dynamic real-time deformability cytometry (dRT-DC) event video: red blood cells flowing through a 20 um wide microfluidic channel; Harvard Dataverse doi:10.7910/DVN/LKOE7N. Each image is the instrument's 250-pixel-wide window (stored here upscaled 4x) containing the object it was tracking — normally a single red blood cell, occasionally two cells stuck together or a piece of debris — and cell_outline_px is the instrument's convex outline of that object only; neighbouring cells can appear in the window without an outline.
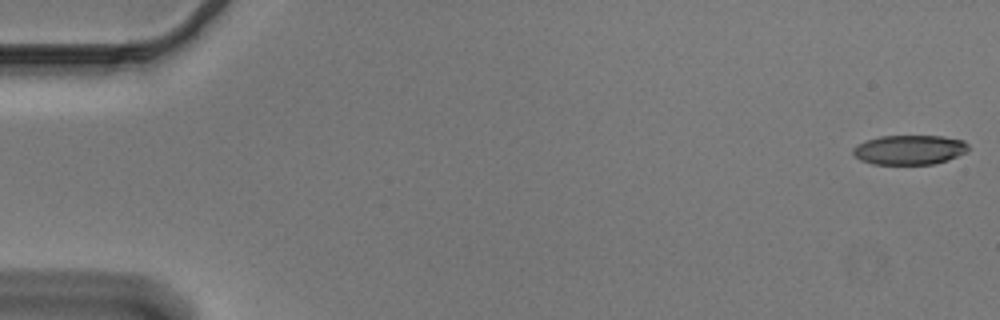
{"species": "Egyptian fruit bat (a non-hibernating species)", "species_latin": "Rousettus aegyptiacus", "temperature_condition": "cold", "stored_images_in_passage": 54, "camera_frame_rate_fps": 3000, "um_per_image_px": 0.085, "animal": {"sex": "male"}, "frame": {"image": 1, "passage_image": 1, "time_ms": 0.0, "image_size_px": [1000, 320], "cell_outline_px": [[968, 152], [948, 160], [932, 164], [872, 164], [860, 160], [852, 152], [852, 148], [856, 144], [880, 136], [944, 136], [964, 140], [968, 144]], "centroid_in_image_um": [77.32, 12.73], "position_along_channel_um": 7.7, "area_um2": 20.0}}
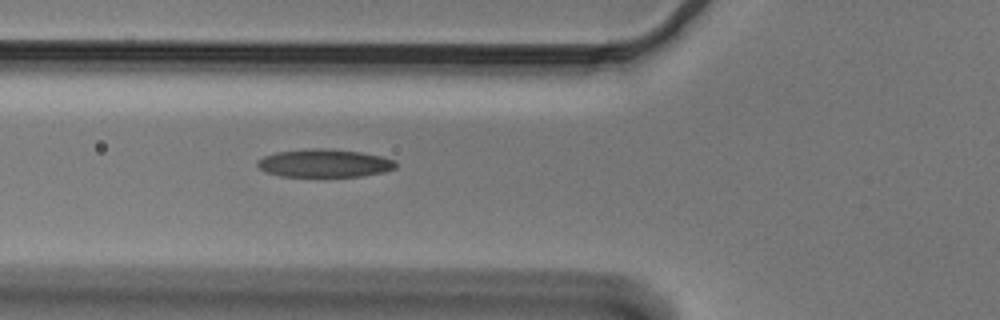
{"frame": {"image": 2, "passage_image": 20, "time_ms": 6.333, "image_size_px": [1000, 320], "cell_outline_px": [[396, 168], [384, 172], [360, 176], [280, 176], [264, 172], [256, 164], [256, 160], [264, 156], [276, 152], [304, 148], [324, 148], [360, 152], [380, 156], [396, 160]], "centroid_in_image_um": [27.54, 13.86], "position_along_channel_um": 98.3, "area_um2": 22.72}}
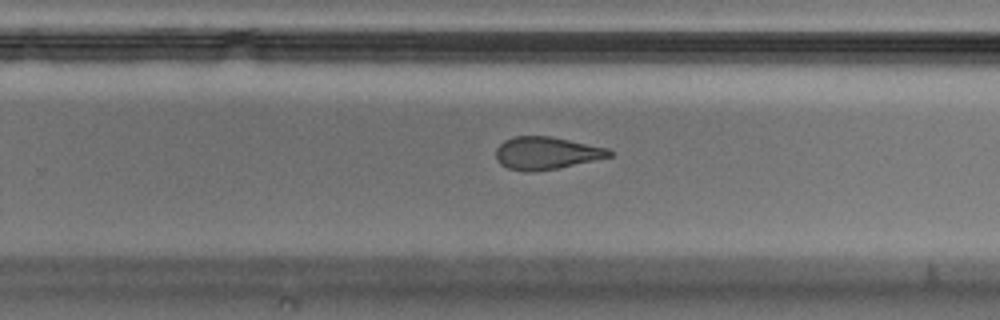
{"frame": {"image": 3, "passage_image": 35, "time_ms": 11.333, "image_size_px": [1000, 320], "cell_outline_px": [[616, 152], [612, 156], [556, 168], [532, 172], [524, 172], [508, 168], [500, 164], [496, 160], [496, 148], [504, 140], [516, 136], [552, 136], [608, 148]], "centroid_in_image_um": [46.43, 13.01], "position_along_channel_um": 283.4, "area_um2": 21.56}, "authors_computed_cell_mechanics": {"area_um2": 22.4264, "velocity_mm_per_s": 3.6979, "shape_relaxation_time_tau1_ms": null, "shape_relaxation_time_tau2_ms": 3.9439, "deformation_change_tau1": null, "deformation_change_tau2": 0.1426}}